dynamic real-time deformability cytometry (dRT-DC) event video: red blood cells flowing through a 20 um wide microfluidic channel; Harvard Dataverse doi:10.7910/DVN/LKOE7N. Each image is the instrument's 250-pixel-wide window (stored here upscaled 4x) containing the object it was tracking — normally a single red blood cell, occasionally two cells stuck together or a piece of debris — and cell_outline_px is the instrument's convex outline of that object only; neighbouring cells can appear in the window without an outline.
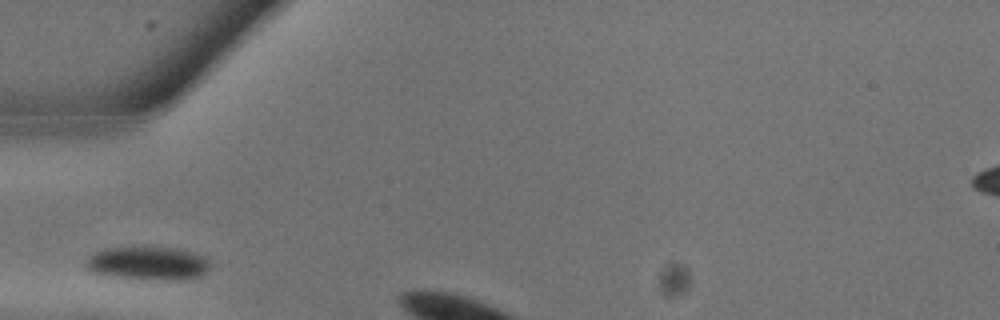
{"species": "common noctule bat (a hibernating species)", "species_latin": "Nyctalus noctula", "temperature_condition": "warm", "stored_images_in_passage": 2, "camera_frame_rate_fps": 3000, "um_per_image_px": 0.085, "animal": {"sex": "male", "body_mass_g": 13.3}, "frame": {"image": 1, "passage_image": 1, "time_ms": 0.0, "image_size_px": [1000, 320], "cell_outline_px": [[212, 264], [200, 276], [180, 280], [108, 276], [92, 272], [84, 264], [88, 256], [104, 248], [140, 244], [144, 244], [176, 248], [196, 252], [204, 256]], "centroid_in_image_um": [12.56, 22.31], "position_along_channel_um": 72.4, "area_um2": 24.97}}